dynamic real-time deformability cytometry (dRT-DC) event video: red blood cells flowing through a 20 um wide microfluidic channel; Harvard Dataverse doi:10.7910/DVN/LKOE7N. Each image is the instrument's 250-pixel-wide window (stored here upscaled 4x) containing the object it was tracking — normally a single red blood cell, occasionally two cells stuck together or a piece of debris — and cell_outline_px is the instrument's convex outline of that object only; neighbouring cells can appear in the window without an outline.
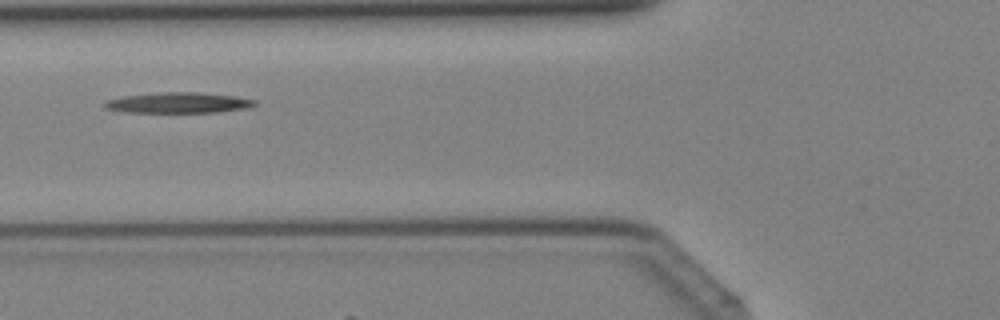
{"species": "Egyptian fruit bat (a non-hibernating species)", "species_latin": "Rousettus aegyptiacus", "temperature_condition": "cold", "stored_images_in_passage": 26, "camera_frame_rate_fps": 3000, "um_per_image_px": 0.085, "animal": {"sex": "female"}, "frame": {"image": 1, "passage_image": 3, "time_ms": 0.667, "image_size_px": [1000, 320], "cell_outline_px": [[256, 104], [248, 108], [220, 112], [120, 112], [104, 108], [104, 100], [124, 96], [160, 92], [196, 92], [236, 96], [256, 100]], "centroid_in_image_um": [15.14, 8.73], "position_along_channel_um": 110.7, "area_um2": 18.15}}
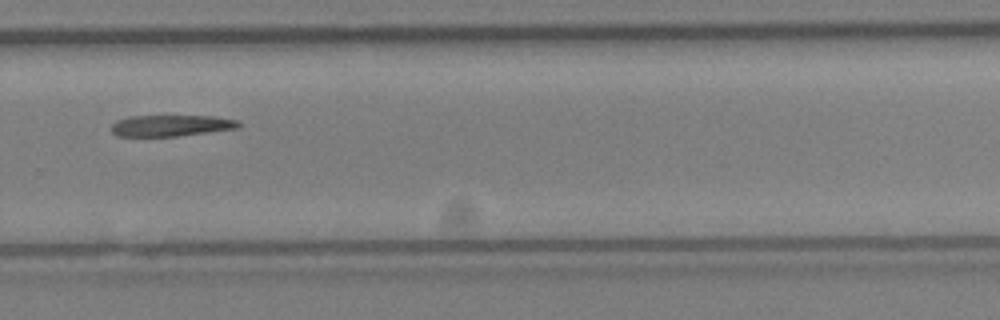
{"frame": {"image": 2, "passage_image": 15, "time_ms": 4.667, "image_size_px": [1000, 320], "cell_outline_px": [[240, 128], [176, 136], [116, 136], [112, 132], [112, 124], [116, 120], [128, 116], [212, 116], [236, 120], [240, 124]], "centroid_in_image_um": [14.51, 10.67], "position_along_channel_um": 315.3, "area_um2": 15.72}}
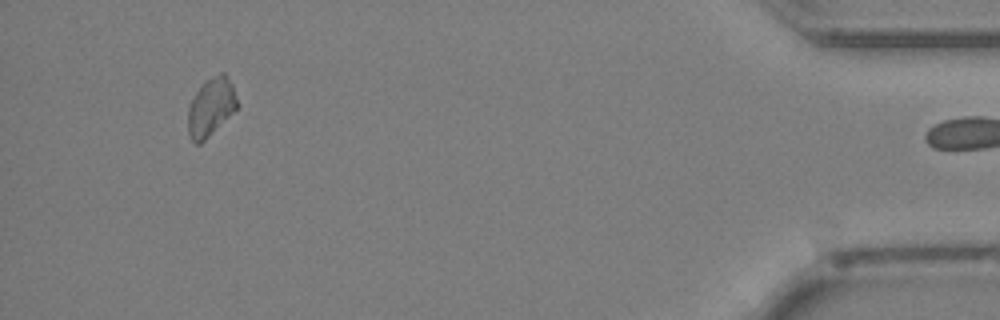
{"frame": {"image": 3, "passage_image": 25, "time_ms": 8.0, "image_size_px": [1000, 320], "cell_outline_px": [[236, 108], [200, 144], [196, 144], [192, 140], [188, 132], [188, 108], [196, 92], [208, 80], [220, 72], [224, 72], [232, 84], [236, 100]], "centroid_in_image_um": [17.9, 9.1], "position_along_channel_um": 417.3, "area_um2": 15.9}}